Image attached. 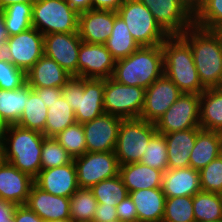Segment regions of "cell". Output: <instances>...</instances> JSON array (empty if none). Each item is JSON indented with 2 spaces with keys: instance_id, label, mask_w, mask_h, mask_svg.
I'll return each mask as SVG.
<instances>
[{
  "instance_id": "1",
  "label": "cell",
  "mask_w": 222,
  "mask_h": 222,
  "mask_svg": "<svg viewBox=\"0 0 222 222\" xmlns=\"http://www.w3.org/2000/svg\"><path fill=\"white\" fill-rule=\"evenodd\" d=\"M180 36L190 45L202 87L222 86V42L214 30L192 25Z\"/></svg>"
},
{
  "instance_id": "2",
  "label": "cell",
  "mask_w": 222,
  "mask_h": 222,
  "mask_svg": "<svg viewBox=\"0 0 222 222\" xmlns=\"http://www.w3.org/2000/svg\"><path fill=\"white\" fill-rule=\"evenodd\" d=\"M164 74L162 45L140 46L115 62L112 79L120 84L147 89Z\"/></svg>"
},
{
  "instance_id": "3",
  "label": "cell",
  "mask_w": 222,
  "mask_h": 222,
  "mask_svg": "<svg viewBox=\"0 0 222 222\" xmlns=\"http://www.w3.org/2000/svg\"><path fill=\"white\" fill-rule=\"evenodd\" d=\"M164 74L183 93L201 94L205 89L193 60L190 45L180 36H168L162 44Z\"/></svg>"
},
{
  "instance_id": "4",
  "label": "cell",
  "mask_w": 222,
  "mask_h": 222,
  "mask_svg": "<svg viewBox=\"0 0 222 222\" xmlns=\"http://www.w3.org/2000/svg\"><path fill=\"white\" fill-rule=\"evenodd\" d=\"M45 135L18 125H8L4 135L5 161L35 179L41 170Z\"/></svg>"
},
{
  "instance_id": "5",
  "label": "cell",
  "mask_w": 222,
  "mask_h": 222,
  "mask_svg": "<svg viewBox=\"0 0 222 222\" xmlns=\"http://www.w3.org/2000/svg\"><path fill=\"white\" fill-rule=\"evenodd\" d=\"M105 79L71 76L61 88L62 97L75 112L78 123L92 121L105 113L103 108Z\"/></svg>"
},
{
  "instance_id": "6",
  "label": "cell",
  "mask_w": 222,
  "mask_h": 222,
  "mask_svg": "<svg viewBox=\"0 0 222 222\" xmlns=\"http://www.w3.org/2000/svg\"><path fill=\"white\" fill-rule=\"evenodd\" d=\"M79 13L66 0H37L32 7V27L43 35L78 32Z\"/></svg>"
},
{
  "instance_id": "7",
  "label": "cell",
  "mask_w": 222,
  "mask_h": 222,
  "mask_svg": "<svg viewBox=\"0 0 222 222\" xmlns=\"http://www.w3.org/2000/svg\"><path fill=\"white\" fill-rule=\"evenodd\" d=\"M139 46L162 45L169 36L157 23L147 6L138 0H125L117 10Z\"/></svg>"
},
{
  "instance_id": "8",
  "label": "cell",
  "mask_w": 222,
  "mask_h": 222,
  "mask_svg": "<svg viewBox=\"0 0 222 222\" xmlns=\"http://www.w3.org/2000/svg\"><path fill=\"white\" fill-rule=\"evenodd\" d=\"M156 133L155 123L141 118L122 119L114 151L119 165L140 162L150 139Z\"/></svg>"
},
{
  "instance_id": "9",
  "label": "cell",
  "mask_w": 222,
  "mask_h": 222,
  "mask_svg": "<svg viewBox=\"0 0 222 222\" xmlns=\"http://www.w3.org/2000/svg\"><path fill=\"white\" fill-rule=\"evenodd\" d=\"M146 89L120 84L114 79H105L103 108L105 113L121 119L140 118L145 102Z\"/></svg>"
},
{
  "instance_id": "10",
  "label": "cell",
  "mask_w": 222,
  "mask_h": 222,
  "mask_svg": "<svg viewBox=\"0 0 222 222\" xmlns=\"http://www.w3.org/2000/svg\"><path fill=\"white\" fill-rule=\"evenodd\" d=\"M79 188L90 189L95 184L119 175V162L114 151L85 152L73 159Z\"/></svg>"
},
{
  "instance_id": "11",
  "label": "cell",
  "mask_w": 222,
  "mask_h": 222,
  "mask_svg": "<svg viewBox=\"0 0 222 222\" xmlns=\"http://www.w3.org/2000/svg\"><path fill=\"white\" fill-rule=\"evenodd\" d=\"M156 130L167 134L200 127V95L182 93L171 107L156 121Z\"/></svg>"
},
{
  "instance_id": "12",
  "label": "cell",
  "mask_w": 222,
  "mask_h": 222,
  "mask_svg": "<svg viewBox=\"0 0 222 222\" xmlns=\"http://www.w3.org/2000/svg\"><path fill=\"white\" fill-rule=\"evenodd\" d=\"M116 60L105 44L81 42L78 55L77 76L107 79L112 77Z\"/></svg>"
},
{
  "instance_id": "13",
  "label": "cell",
  "mask_w": 222,
  "mask_h": 222,
  "mask_svg": "<svg viewBox=\"0 0 222 222\" xmlns=\"http://www.w3.org/2000/svg\"><path fill=\"white\" fill-rule=\"evenodd\" d=\"M183 92L165 74L155 80L145 92V102L140 118L156 123Z\"/></svg>"
},
{
  "instance_id": "14",
  "label": "cell",
  "mask_w": 222,
  "mask_h": 222,
  "mask_svg": "<svg viewBox=\"0 0 222 222\" xmlns=\"http://www.w3.org/2000/svg\"><path fill=\"white\" fill-rule=\"evenodd\" d=\"M147 6L160 27L169 35H181L193 25V17L178 0H138Z\"/></svg>"
},
{
  "instance_id": "15",
  "label": "cell",
  "mask_w": 222,
  "mask_h": 222,
  "mask_svg": "<svg viewBox=\"0 0 222 222\" xmlns=\"http://www.w3.org/2000/svg\"><path fill=\"white\" fill-rule=\"evenodd\" d=\"M81 38L78 32L44 35V55L55 60L71 76H77Z\"/></svg>"
},
{
  "instance_id": "16",
  "label": "cell",
  "mask_w": 222,
  "mask_h": 222,
  "mask_svg": "<svg viewBox=\"0 0 222 222\" xmlns=\"http://www.w3.org/2000/svg\"><path fill=\"white\" fill-rule=\"evenodd\" d=\"M122 119L104 113L83 123L87 152L115 151Z\"/></svg>"
},
{
  "instance_id": "17",
  "label": "cell",
  "mask_w": 222,
  "mask_h": 222,
  "mask_svg": "<svg viewBox=\"0 0 222 222\" xmlns=\"http://www.w3.org/2000/svg\"><path fill=\"white\" fill-rule=\"evenodd\" d=\"M12 63L27 72L44 55V35L31 27L17 35L9 36Z\"/></svg>"
},
{
  "instance_id": "18",
  "label": "cell",
  "mask_w": 222,
  "mask_h": 222,
  "mask_svg": "<svg viewBox=\"0 0 222 222\" xmlns=\"http://www.w3.org/2000/svg\"><path fill=\"white\" fill-rule=\"evenodd\" d=\"M117 11L91 9L79 13L78 34L82 42L105 44L111 36Z\"/></svg>"
},
{
  "instance_id": "19",
  "label": "cell",
  "mask_w": 222,
  "mask_h": 222,
  "mask_svg": "<svg viewBox=\"0 0 222 222\" xmlns=\"http://www.w3.org/2000/svg\"><path fill=\"white\" fill-rule=\"evenodd\" d=\"M34 183L50 194L70 198L79 189L74 161L63 166L40 170Z\"/></svg>"
},
{
  "instance_id": "20",
  "label": "cell",
  "mask_w": 222,
  "mask_h": 222,
  "mask_svg": "<svg viewBox=\"0 0 222 222\" xmlns=\"http://www.w3.org/2000/svg\"><path fill=\"white\" fill-rule=\"evenodd\" d=\"M34 179L8 162L0 165V199L26 204Z\"/></svg>"
},
{
  "instance_id": "21",
  "label": "cell",
  "mask_w": 222,
  "mask_h": 222,
  "mask_svg": "<svg viewBox=\"0 0 222 222\" xmlns=\"http://www.w3.org/2000/svg\"><path fill=\"white\" fill-rule=\"evenodd\" d=\"M25 205L44 221L70 219V198L50 194L35 183Z\"/></svg>"
},
{
  "instance_id": "22",
  "label": "cell",
  "mask_w": 222,
  "mask_h": 222,
  "mask_svg": "<svg viewBox=\"0 0 222 222\" xmlns=\"http://www.w3.org/2000/svg\"><path fill=\"white\" fill-rule=\"evenodd\" d=\"M162 191L166 198L190 196L201 191L200 172L191 167L167 169L162 176Z\"/></svg>"
},
{
  "instance_id": "23",
  "label": "cell",
  "mask_w": 222,
  "mask_h": 222,
  "mask_svg": "<svg viewBox=\"0 0 222 222\" xmlns=\"http://www.w3.org/2000/svg\"><path fill=\"white\" fill-rule=\"evenodd\" d=\"M71 75L55 60L43 55L27 72V83L31 88H62Z\"/></svg>"
},
{
  "instance_id": "24",
  "label": "cell",
  "mask_w": 222,
  "mask_h": 222,
  "mask_svg": "<svg viewBox=\"0 0 222 222\" xmlns=\"http://www.w3.org/2000/svg\"><path fill=\"white\" fill-rule=\"evenodd\" d=\"M202 128H191L164 134L167 144L168 168L190 167V153L195 146L197 133Z\"/></svg>"
},
{
  "instance_id": "25",
  "label": "cell",
  "mask_w": 222,
  "mask_h": 222,
  "mask_svg": "<svg viewBox=\"0 0 222 222\" xmlns=\"http://www.w3.org/2000/svg\"><path fill=\"white\" fill-rule=\"evenodd\" d=\"M119 176L129 193L162 187L163 172L141 162L120 165Z\"/></svg>"
},
{
  "instance_id": "26",
  "label": "cell",
  "mask_w": 222,
  "mask_h": 222,
  "mask_svg": "<svg viewBox=\"0 0 222 222\" xmlns=\"http://www.w3.org/2000/svg\"><path fill=\"white\" fill-rule=\"evenodd\" d=\"M129 196L137 209L138 222H162L166 201L162 188L140 189Z\"/></svg>"
},
{
  "instance_id": "27",
  "label": "cell",
  "mask_w": 222,
  "mask_h": 222,
  "mask_svg": "<svg viewBox=\"0 0 222 222\" xmlns=\"http://www.w3.org/2000/svg\"><path fill=\"white\" fill-rule=\"evenodd\" d=\"M222 133L201 129L197 133L195 146L190 153V167L200 171L220 156Z\"/></svg>"
},
{
  "instance_id": "28",
  "label": "cell",
  "mask_w": 222,
  "mask_h": 222,
  "mask_svg": "<svg viewBox=\"0 0 222 222\" xmlns=\"http://www.w3.org/2000/svg\"><path fill=\"white\" fill-rule=\"evenodd\" d=\"M200 127L222 133V86L200 94Z\"/></svg>"
},
{
  "instance_id": "29",
  "label": "cell",
  "mask_w": 222,
  "mask_h": 222,
  "mask_svg": "<svg viewBox=\"0 0 222 222\" xmlns=\"http://www.w3.org/2000/svg\"><path fill=\"white\" fill-rule=\"evenodd\" d=\"M29 85L26 82L14 90L0 89V115L7 125H16L24 112Z\"/></svg>"
},
{
  "instance_id": "30",
  "label": "cell",
  "mask_w": 222,
  "mask_h": 222,
  "mask_svg": "<svg viewBox=\"0 0 222 222\" xmlns=\"http://www.w3.org/2000/svg\"><path fill=\"white\" fill-rule=\"evenodd\" d=\"M105 46L116 61L128 57L140 47L119 15L114 19L112 33Z\"/></svg>"
},
{
  "instance_id": "31",
  "label": "cell",
  "mask_w": 222,
  "mask_h": 222,
  "mask_svg": "<svg viewBox=\"0 0 222 222\" xmlns=\"http://www.w3.org/2000/svg\"><path fill=\"white\" fill-rule=\"evenodd\" d=\"M25 109L16 125L30 130L41 132L45 135L48 107L30 86L29 96L26 99Z\"/></svg>"
},
{
  "instance_id": "32",
  "label": "cell",
  "mask_w": 222,
  "mask_h": 222,
  "mask_svg": "<svg viewBox=\"0 0 222 222\" xmlns=\"http://www.w3.org/2000/svg\"><path fill=\"white\" fill-rule=\"evenodd\" d=\"M75 112L68 102L60 96L47 110L45 137H55L70 125L76 123Z\"/></svg>"
},
{
  "instance_id": "33",
  "label": "cell",
  "mask_w": 222,
  "mask_h": 222,
  "mask_svg": "<svg viewBox=\"0 0 222 222\" xmlns=\"http://www.w3.org/2000/svg\"><path fill=\"white\" fill-rule=\"evenodd\" d=\"M195 222L222 220V199L220 193L199 191L193 196Z\"/></svg>"
},
{
  "instance_id": "34",
  "label": "cell",
  "mask_w": 222,
  "mask_h": 222,
  "mask_svg": "<svg viewBox=\"0 0 222 222\" xmlns=\"http://www.w3.org/2000/svg\"><path fill=\"white\" fill-rule=\"evenodd\" d=\"M98 201L88 188H79L70 197V219L73 222H93Z\"/></svg>"
},
{
  "instance_id": "35",
  "label": "cell",
  "mask_w": 222,
  "mask_h": 222,
  "mask_svg": "<svg viewBox=\"0 0 222 222\" xmlns=\"http://www.w3.org/2000/svg\"><path fill=\"white\" fill-rule=\"evenodd\" d=\"M32 7L33 4L14 3L1 10L9 36L32 27Z\"/></svg>"
},
{
  "instance_id": "36",
  "label": "cell",
  "mask_w": 222,
  "mask_h": 222,
  "mask_svg": "<svg viewBox=\"0 0 222 222\" xmlns=\"http://www.w3.org/2000/svg\"><path fill=\"white\" fill-rule=\"evenodd\" d=\"M90 190L98 203L115 207L129 195L119 175L100 181L92 186Z\"/></svg>"
},
{
  "instance_id": "37",
  "label": "cell",
  "mask_w": 222,
  "mask_h": 222,
  "mask_svg": "<svg viewBox=\"0 0 222 222\" xmlns=\"http://www.w3.org/2000/svg\"><path fill=\"white\" fill-rule=\"evenodd\" d=\"M54 138L73 159L87 152L85 132L81 123L76 122L68 126Z\"/></svg>"
},
{
  "instance_id": "38",
  "label": "cell",
  "mask_w": 222,
  "mask_h": 222,
  "mask_svg": "<svg viewBox=\"0 0 222 222\" xmlns=\"http://www.w3.org/2000/svg\"><path fill=\"white\" fill-rule=\"evenodd\" d=\"M162 222H195L193 197L166 198Z\"/></svg>"
},
{
  "instance_id": "39",
  "label": "cell",
  "mask_w": 222,
  "mask_h": 222,
  "mask_svg": "<svg viewBox=\"0 0 222 222\" xmlns=\"http://www.w3.org/2000/svg\"><path fill=\"white\" fill-rule=\"evenodd\" d=\"M140 162L162 172L168 169L167 144L164 134L157 132L150 139Z\"/></svg>"
},
{
  "instance_id": "40",
  "label": "cell",
  "mask_w": 222,
  "mask_h": 222,
  "mask_svg": "<svg viewBox=\"0 0 222 222\" xmlns=\"http://www.w3.org/2000/svg\"><path fill=\"white\" fill-rule=\"evenodd\" d=\"M73 158L54 137H44L41 153V170L70 163Z\"/></svg>"
},
{
  "instance_id": "41",
  "label": "cell",
  "mask_w": 222,
  "mask_h": 222,
  "mask_svg": "<svg viewBox=\"0 0 222 222\" xmlns=\"http://www.w3.org/2000/svg\"><path fill=\"white\" fill-rule=\"evenodd\" d=\"M222 24V0H206L193 17V25L214 30Z\"/></svg>"
},
{
  "instance_id": "42",
  "label": "cell",
  "mask_w": 222,
  "mask_h": 222,
  "mask_svg": "<svg viewBox=\"0 0 222 222\" xmlns=\"http://www.w3.org/2000/svg\"><path fill=\"white\" fill-rule=\"evenodd\" d=\"M200 186L202 191L222 192V158L218 156L200 171Z\"/></svg>"
},
{
  "instance_id": "43",
  "label": "cell",
  "mask_w": 222,
  "mask_h": 222,
  "mask_svg": "<svg viewBox=\"0 0 222 222\" xmlns=\"http://www.w3.org/2000/svg\"><path fill=\"white\" fill-rule=\"evenodd\" d=\"M27 82L26 72L13 63L0 61V89L14 90Z\"/></svg>"
},
{
  "instance_id": "44",
  "label": "cell",
  "mask_w": 222,
  "mask_h": 222,
  "mask_svg": "<svg viewBox=\"0 0 222 222\" xmlns=\"http://www.w3.org/2000/svg\"><path fill=\"white\" fill-rule=\"evenodd\" d=\"M117 217L125 222H138L137 209L131 197L128 195L116 206Z\"/></svg>"
},
{
  "instance_id": "45",
  "label": "cell",
  "mask_w": 222,
  "mask_h": 222,
  "mask_svg": "<svg viewBox=\"0 0 222 222\" xmlns=\"http://www.w3.org/2000/svg\"><path fill=\"white\" fill-rule=\"evenodd\" d=\"M15 222H45L27 205H17L14 212Z\"/></svg>"
},
{
  "instance_id": "46",
  "label": "cell",
  "mask_w": 222,
  "mask_h": 222,
  "mask_svg": "<svg viewBox=\"0 0 222 222\" xmlns=\"http://www.w3.org/2000/svg\"><path fill=\"white\" fill-rule=\"evenodd\" d=\"M118 218L116 207L98 203L93 222H109Z\"/></svg>"
},
{
  "instance_id": "47",
  "label": "cell",
  "mask_w": 222,
  "mask_h": 222,
  "mask_svg": "<svg viewBox=\"0 0 222 222\" xmlns=\"http://www.w3.org/2000/svg\"><path fill=\"white\" fill-rule=\"evenodd\" d=\"M40 97H42L44 103L49 108L50 104L53 103L56 99L62 96L61 88H32Z\"/></svg>"
},
{
  "instance_id": "48",
  "label": "cell",
  "mask_w": 222,
  "mask_h": 222,
  "mask_svg": "<svg viewBox=\"0 0 222 222\" xmlns=\"http://www.w3.org/2000/svg\"><path fill=\"white\" fill-rule=\"evenodd\" d=\"M125 0H92V9L117 11Z\"/></svg>"
},
{
  "instance_id": "49",
  "label": "cell",
  "mask_w": 222,
  "mask_h": 222,
  "mask_svg": "<svg viewBox=\"0 0 222 222\" xmlns=\"http://www.w3.org/2000/svg\"><path fill=\"white\" fill-rule=\"evenodd\" d=\"M17 205L8 201H0V222H9L14 216Z\"/></svg>"
},
{
  "instance_id": "50",
  "label": "cell",
  "mask_w": 222,
  "mask_h": 222,
  "mask_svg": "<svg viewBox=\"0 0 222 222\" xmlns=\"http://www.w3.org/2000/svg\"><path fill=\"white\" fill-rule=\"evenodd\" d=\"M179 3L194 17L206 0H178Z\"/></svg>"
},
{
  "instance_id": "51",
  "label": "cell",
  "mask_w": 222,
  "mask_h": 222,
  "mask_svg": "<svg viewBox=\"0 0 222 222\" xmlns=\"http://www.w3.org/2000/svg\"><path fill=\"white\" fill-rule=\"evenodd\" d=\"M66 2L78 13L92 9V0H66Z\"/></svg>"
},
{
  "instance_id": "52",
  "label": "cell",
  "mask_w": 222,
  "mask_h": 222,
  "mask_svg": "<svg viewBox=\"0 0 222 222\" xmlns=\"http://www.w3.org/2000/svg\"><path fill=\"white\" fill-rule=\"evenodd\" d=\"M0 61L12 63V55L8 41L0 44Z\"/></svg>"
},
{
  "instance_id": "53",
  "label": "cell",
  "mask_w": 222,
  "mask_h": 222,
  "mask_svg": "<svg viewBox=\"0 0 222 222\" xmlns=\"http://www.w3.org/2000/svg\"><path fill=\"white\" fill-rule=\"evenodd\" d=\"M37 0H0V10L14 3L34 4Z\"/></svg>"
},
{
  "instance_id": "54",
  "label": "cell",
  "mask_w": 222,
  "mask_h": 222,
  "mask_svg": "<svg viewBox=\"0 0 222 222\" xmlns=\"http://www.w3.org/2000/svg\"><path fill=\"white\" fill-rule=\"evenodd\" d=\"M8 37L9 35L5 26V22L2 13L0 12V44L6 42L8 40Z\"/></svg>"
},
{
  "instance_id": "55",
  "label": "cell",
  "mask_w": 222,
  "mask_h": 222,
  "mask_svg": "<svg viewBox=\"0 0 222 222\" xmlns=\"http://www.w3.org/2000/svg\"><path fill=\"white\" fill-rule=\"evenodd\" d=\"M7 128H8L7 123L2 119L0 115V138H4Z\"/></svg>"
},
{
  "instance_id": "56",
  "label": "cell",
  "mask_w": 222,
  "mask_h": 222,
  "mask_svg": "<svg viewBox=\"0 0 222 222\" xmlns=\"http://www.w3.org/2000/svg\"><path fill=\"white\" fill-rule=\"evenodd\" d=\"M5 162L4 139L0 138V165Z\"/></svg>"
},
{
  "instance_id": "57",
  "label": "cell",
  "mask_w": 222,
  "mask_h": 222,
  "mask_svg": "<svg viewBox=\"0 0 222 222\" xmlns=\"http://www.w3.org/2000/svg\"><path fill=\"white\" fill-rule=\"evenodd\" d=\"M214 32L219 36L221 42H222V24L214 29Z\"/></svg>"
},
{
  "instance_id": "58",
  "label": "cell",
  "mask_w": 222,
  "mask_h": 222,
  "mask_svg": "<svg viewBox=\"0 0 222 222\" xmlns=\"http://www.w3.org/2000/svg\"><path fill=\"white\" fill-rule=\"evenodd\" d=\"M45 222H73L71 219H63V220H52V221H45Z\"/></svg>"
},
{
  "instance_id": "59",
  "label": "cell",
  "mask_w": 222,
  "mask_h": 222,
  "mask_svg": "<svg viewBox=\"0 0 222 222\" xmlns=\"http://www.w3.org/2000/svg\"><path fill=\"white\" fill-rule=\"evenodd\" d=\"M109 222H125V221H122V220H120L119 218H116V219L111 220V221H109Z\"/></svg>"
},
{
  "instance_id": "60",
  "label": "cell",
  "mask_w": 222,
  "mask_h": 222,
  "mask_svg": "<svg viewBox=\"0 0 222 222\" xmlns=\"http://www.w3.org/2000/svg\"><path fill=\"white\" fill-rule=\"evenodd\" d=\"M9 222H15L14 216L9 220Z\"/></svg>"
},
{
  "instance_id": "61",
  "label": "cell",
  "mask_w": 222,
  "mask_h": 222,
  "mask_svg": "<svg viewBox=\"0 0 222 222\" xmlns=\"http://www.w3.org/2000/svg\"><path fill=\"white\" fill-rule=\"evenodd\" d=\"M220 157L222 158V145H221Z\"/></svg>"
}]
</instances>
